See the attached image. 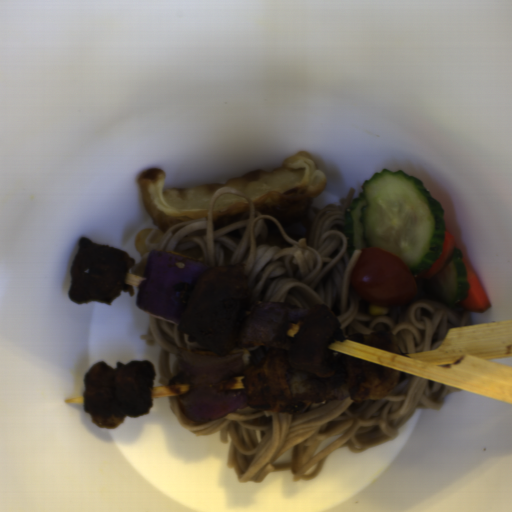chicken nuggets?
<instances>
[{"label":"chicken nuggets","instance_id":"obj_1","mask_svg":"<svg viewBox=\"0 0 512 512\" xmlns=\"http://www.w3.org/2000/svg\"><path fill=\"white\" fill-rule=\"evenodd\" d=\"M335 341H345L342 326L333 309L322 303L304 312L290 350L254 348L241 380L248 406L268 413L307 411L311 402L294 399L286 371H307L326 379L334 376L337 363L327 350Z\"/></svg>","mask_w":512,"mask_h":512},{"label":"chicken nuggets","instance_id":"obj_2","mask_svg":"<svg viewBox=\"0 0 512 512\" xmlns=\"http://www.w3.org/2000/svg\"><path fill=\"white\" fill-rule=\"evenodd\" d=\"M250 279L240 264L206 268L193 280L178 331L219 357L230 354L252 307Z\"/></svg>","mask_w":512,"mask_h":512},{"label":"chicken nuggets","instance_id":"obj_3","mask_svg":"<svg viewBox=\"0 0 512 512\" xmlns=\"http://www.w3.org/2000/svg\"><path fill=\"white\" fill-rule=\"evenodd\" d=\"M157 373L149 360L94 363L84 378L83 407L96 427L118 428L125 417L147 414Z\"/></svg>","mask_w":512,"mask_h":512},{"label":"chicken nuggets","instance_id":"obj_4","mask_svg":"<svg viewBox=\"0 0 512 512\" xmlns=\"http://www.w3.org/2000/svg\"><path fill=\"white\" fill-rule=\"evenodd\" d=\"M79 249L70 267L68 297L77 304L101 301L108 305L121 292L133 297L132 285L125 282L135 265L133 257L122 249L94 243L89 237H80Z\"/></svg>","mask_w":512,"mask_h":512},{"label":"chicken nuggets","instance_id":"obj_5","mask_svg":"<svg viewBox=\"0 0 512 512\" xmlns=\"http://www.w3.org/2000/svg\"><path fill=\"white\" fill-rule=\"evenodd\" d=\"M348 376L349 399L355 403L385 398L405 379V374L378 363L342 354Z\"/></svg>","mask_w":512,"mask_h":512},{"label":"chicken nuggets","instance_id":"obj_6","mask_svg":"<svg viewBox=\"0 0 512 512\" xmlns=\"http://www.w3.org/2000/svg\"><path fill=\"white\" fill-rule=\"evenodd\" d=\"M349 339L352 340L353 342L366 345L369 347L389 350L392 352L402 354L393 336L390 325H387L382 322L374 325V327L372 328V333L361 334L356 332L349 336Z\"/></svg>","mask_w":512,"mask_h":512}]
</instances>
